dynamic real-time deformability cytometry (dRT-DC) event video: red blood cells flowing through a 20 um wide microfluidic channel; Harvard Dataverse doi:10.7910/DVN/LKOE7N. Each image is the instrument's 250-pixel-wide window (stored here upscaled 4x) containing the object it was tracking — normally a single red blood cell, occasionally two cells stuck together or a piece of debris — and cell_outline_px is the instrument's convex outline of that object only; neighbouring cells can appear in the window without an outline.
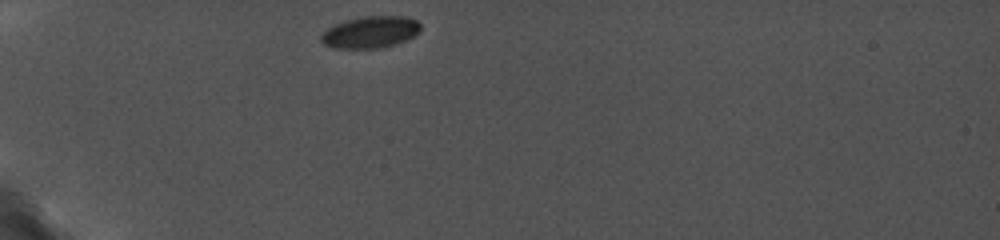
{"species": "common noctule bat (a hibernating species)", "species_latin": "Nyctalus noctula", "temperature_condition": "cold", "stored_images_in_passage": 24, "camera_frame_rate_fps": 5000, "um_per_image_px": 0.085, "animal": {"sex": "female", "body_mass_g": 19.0, "forearm_length_mm": 56.7}, "frame": {"image": 1, "passage_image": 1, "time_ms": 0.0, "image_size_px": [1000, 240], "cell_outline_px": [[420, 32], [396, 44], [380, 48], [332, 48], [324, 44], [320, 40], [320, 36], [328, 28], [344, 20], [364, 16], [404, 16], [416, 20], [420, 24]], "centroid_in_image_um": [31.47, 2.73], "position_along_channel_um": 53.5, "area_um2": 18.38}}
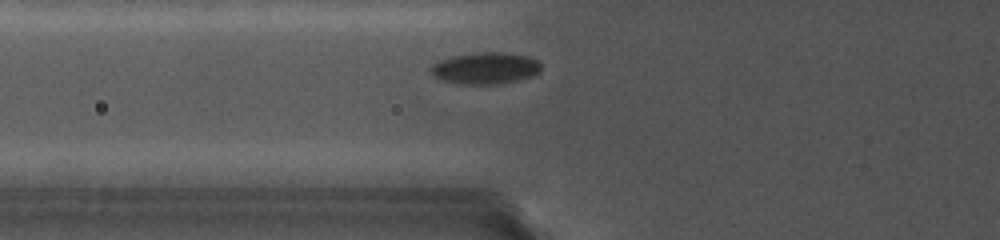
{"frame": {"image": 2, "passage_image": 7, "time_ms": 1.6, "image_size_px": [1000, 240], "cell_outline_px": [[540, 72], [532, 76], [500, 84], [464, 84], [440, 80], [432, 72], [432, 64], [440, 60], [452, 56], [480, 52], [504, 52], [528, 56], [536, 60], [540, 64]], "centroid_in_image_um": [41.28, 5.79], "position_along_channel_um": 84.5, "area_um2": 20.17}}
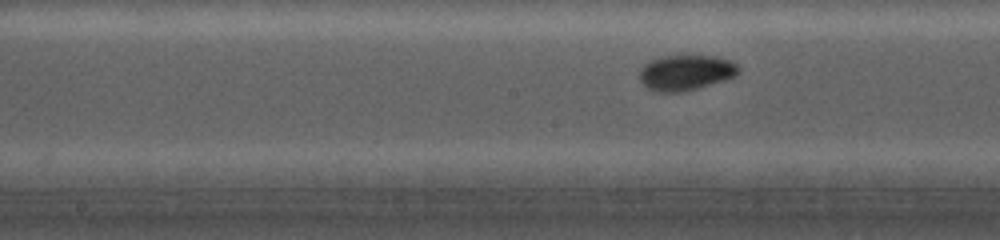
{"frame": {"image": 3, "passage_image": 19, "time_ms": 4.4, "image_size_px": [1000, 240], "cell_outline_px": [[740, 72], [736, 76], [724, 80], [696, 88], [680, 92], [656, 92], [648, 88], [640, 80], [640, 72], [644, 64], [648, 60], [664, 56], [716, 56], [728, 60], [736, 64], [740, 68]], "centroid_in_image_um": [58.29, 6.16], "position_along_channel_um": 189.9, "area_um2": 20.29}}